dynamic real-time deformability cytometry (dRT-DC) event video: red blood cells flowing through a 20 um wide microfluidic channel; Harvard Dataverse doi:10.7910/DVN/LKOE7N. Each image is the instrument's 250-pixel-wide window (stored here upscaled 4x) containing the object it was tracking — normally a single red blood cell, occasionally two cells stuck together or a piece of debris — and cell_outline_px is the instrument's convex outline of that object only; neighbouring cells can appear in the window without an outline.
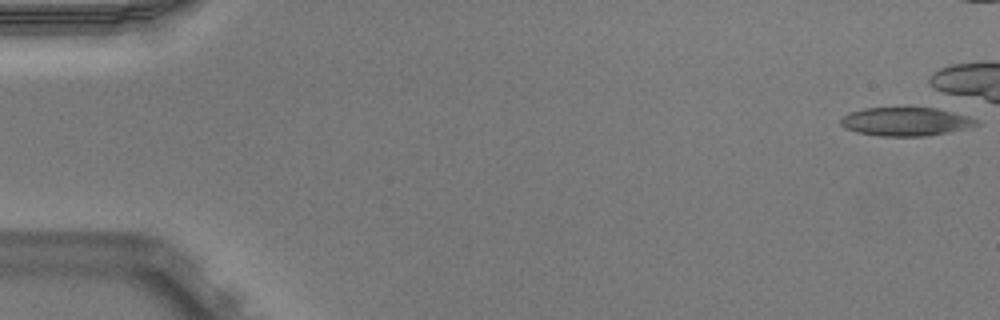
{"species": "Egyptian fruit bat (a non-hibernating species)", "species_latin": "Rousettus aegyptiacus", "temperature_condition": "warm", "stored_images_in_passage": 3, "camera_frame_rate_fps": 3000, "um_per_image_px": 0.085, "animal": {"sex": "male"}, "frame": {"image": 1, "passage_image": 1, "time_ms": 0.0, "image_size_px": [1000, 320], "cell_outline_px": [[980, 124], [968, 128], [948, 132], [924, 136], [880, 136], [856, 132], [844, 128], [840, 124], [840, 120], [848, 112], [864, 108], [904, 104], [944, 108], [980, 120]], "centroid_in_image_um": [77.01, 10.27], "position_along_channel_um": 8.0, "area_um2": 23.99}}